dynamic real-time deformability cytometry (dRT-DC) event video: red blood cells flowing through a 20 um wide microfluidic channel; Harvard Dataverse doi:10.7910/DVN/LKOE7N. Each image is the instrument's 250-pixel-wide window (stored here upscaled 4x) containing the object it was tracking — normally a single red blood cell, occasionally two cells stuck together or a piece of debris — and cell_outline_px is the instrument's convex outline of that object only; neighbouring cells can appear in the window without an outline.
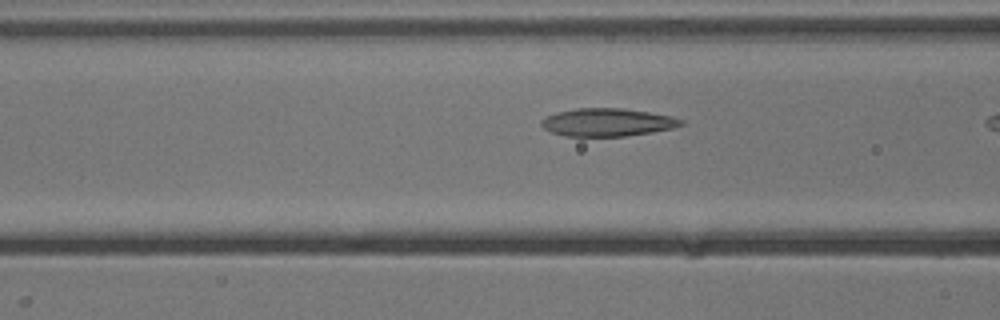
{"species": "common noctule bat (a hibernating species)", "species_latin": "Nyctalus noctula", "temperature_condition": "cold", "stored_images_in_passage": 10, "camera_frame_rate_fps": 3000, "um_per_image_px": 0.085, "animal": {"sex": "male", "body_mass_g": 13.3}, "frame": {"image": 1, "passage_image": 9, "time_ms": 2.667, "image_size_px": [1000, 320], "cell_outline_px": [[684, 124], [672, 128], [652, 132], [624, 136], [564, 136], [552, 132], [544, 128], [540, 124], [540, 120], [544, 116], [556, 112], [576, 108], [624, 108], [672, 116], [684, 120]], "centroid_in_image_um": [51.6, 10.39], "position_along_channel_um": 115.0, "area_um2": 22.83}}